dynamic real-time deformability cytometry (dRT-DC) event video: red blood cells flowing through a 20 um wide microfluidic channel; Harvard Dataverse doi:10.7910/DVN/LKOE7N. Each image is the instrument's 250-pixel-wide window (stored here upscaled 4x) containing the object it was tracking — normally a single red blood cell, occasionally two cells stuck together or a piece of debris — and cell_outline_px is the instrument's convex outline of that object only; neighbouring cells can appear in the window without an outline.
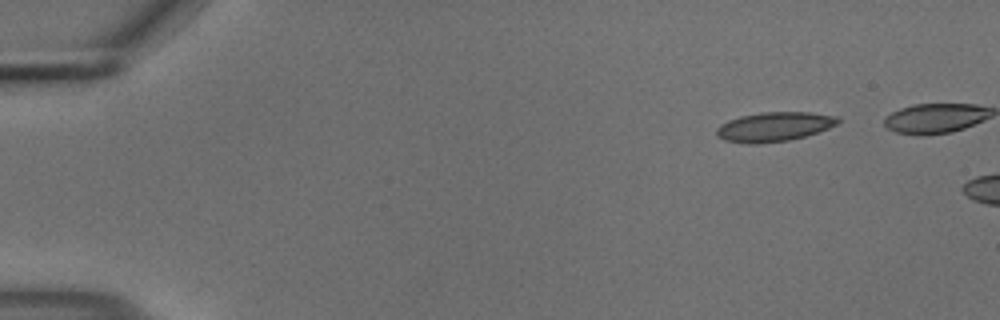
{"species": "common noctule bat (a hibernating species)", "species_latin": "Nyctalus noctula", "temperature_condition": "cold", "stored_images_in_passage": 8, "camera_frame_rate_fps": 3000, "um_per_image_px": 0.085, "animal": {"sex": "male", "body_mass_g": 18.8}, "frame": {"image": 1, "passage_image": 1, "time_ms": 0.0, "image_size_px": [1000, 320], "cell_outline_px": [[840, 120], [836, 124], [828, 128], [804, 136], [788, 140], [756, 144], [748, 144], [724, 140], [716, 136], [716, 128], [720, 124], [728, 120], [740, 116], [760, 112], [812, 112], [836, 116]], "centroid_in_image_um": [65.75, 10.77], "position_along_channel_um": 19.2, "area_um2": 20.75}}